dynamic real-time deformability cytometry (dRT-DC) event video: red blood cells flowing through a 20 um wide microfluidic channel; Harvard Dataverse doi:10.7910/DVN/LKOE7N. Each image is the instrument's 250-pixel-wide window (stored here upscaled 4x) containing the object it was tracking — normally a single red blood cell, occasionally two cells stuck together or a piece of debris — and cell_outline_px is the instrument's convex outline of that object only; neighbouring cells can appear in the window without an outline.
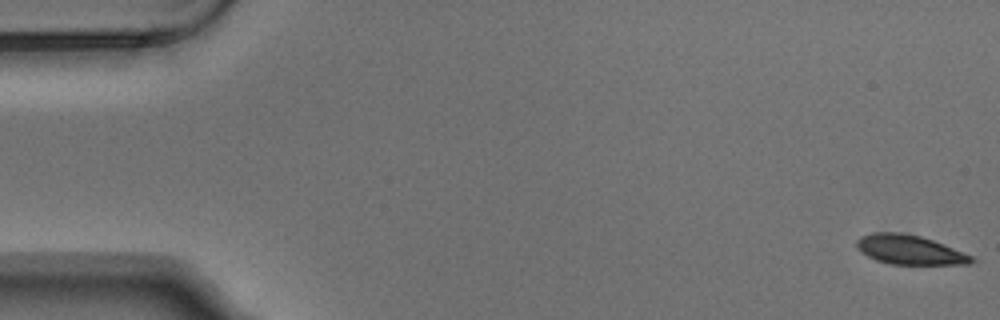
{"species": "Egyptian fruit bat (a non-hibernating species)", "species_latin": "Rousettus aegyptiacus", "temperature_condition": "warm", "stored_images_in_passage": 4, "camera_frame_rate_fps": 3000, "um_per_image_px": 0.085, "animal": {"sex": "male"}, "frame": {"image": 1, "passage_image": 1, "time_ms": 0.0, "image_size_px": [1000, 320], "cell_outline_px": [[976, 260], [968, 264], [892, 264], [876, 260], [860, 252], [856, 248], [856, 240], [860, 236], [872, 232], [900, 232], [920, 236], [932, 240], [972, 256]], "centroid_in_image_um": [77.25, 21.22], "position_along_channel_um": 7.8, "area_um2": 19.54}}
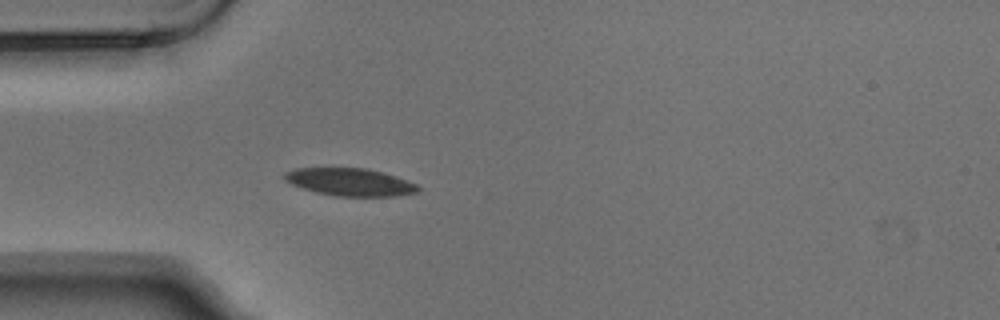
{"frame": {"image": 2, "passage_image": 4, "time_ms": 1.0, "image_size_px": [1000, 320], "cell_outline_px": [[420, 188], [416, 192], [396, 196], [336, 196], [316, 192], [292, 184], [284, 180], [284, 172], [296, 168], [368, 168], [384, 172], [408, 180], [416, 184]], "centroid_in_image_um": [29.76, 15.46], "position_along_channel_um": 55.2, "area_um2": 21.44}}